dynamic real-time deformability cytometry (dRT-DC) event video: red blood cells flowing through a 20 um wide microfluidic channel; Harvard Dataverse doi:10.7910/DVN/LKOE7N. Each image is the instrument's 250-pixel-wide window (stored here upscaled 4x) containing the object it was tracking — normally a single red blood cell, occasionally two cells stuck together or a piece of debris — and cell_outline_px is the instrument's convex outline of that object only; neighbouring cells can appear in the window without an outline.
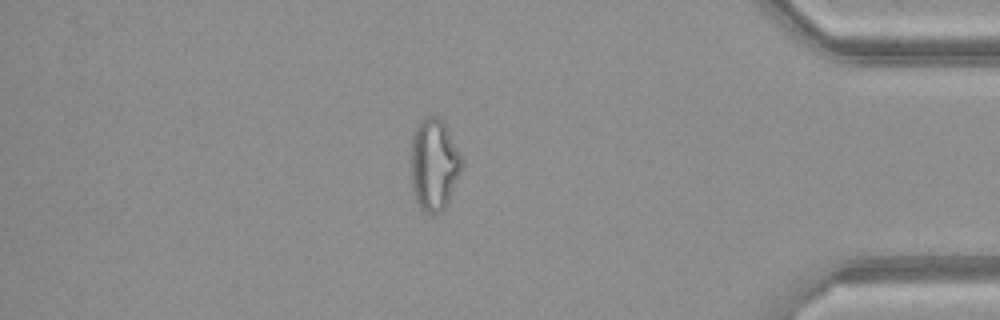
{"species": "common noctule bat (a hibernating species)", "species_latin": "Nyctalus noctula", "temperature_condition": "warm", "stored_images_in_passage": 50, "camera_frame_rate_fps": 3000, "um_per_image_px": 0.085, "animal": {"sex": "female", "body_mass_g": 21.9}, "frame": {"image": 1, "passage_image": 43, "time_ms": 14.0, "image_size_px": [1000, 320], "cell_outline_px": [[464, 160], [460, 172], [448, 200], [444, 208], [440, 212], [424, 212], [420, 208], [412, 192], [412, 136], [416, 128], [428, 116], [436, 116], [444, 124]], "centroid_in_image_um": [36.89, 14.01], "position_along_channel_um": 398.3, "area_um2": 26.47}, "authors_computed_cell_mechanics": {"area_um2": 27.744, "velocity_mm_per_s": 4.1708, "shape_relaxation_time_tau1_ms": null, "shape_relaxation_time_tau2_ms": 1.5301, "deformation_change_tau1": null, "deformation_change_tau2": 0.1024}}